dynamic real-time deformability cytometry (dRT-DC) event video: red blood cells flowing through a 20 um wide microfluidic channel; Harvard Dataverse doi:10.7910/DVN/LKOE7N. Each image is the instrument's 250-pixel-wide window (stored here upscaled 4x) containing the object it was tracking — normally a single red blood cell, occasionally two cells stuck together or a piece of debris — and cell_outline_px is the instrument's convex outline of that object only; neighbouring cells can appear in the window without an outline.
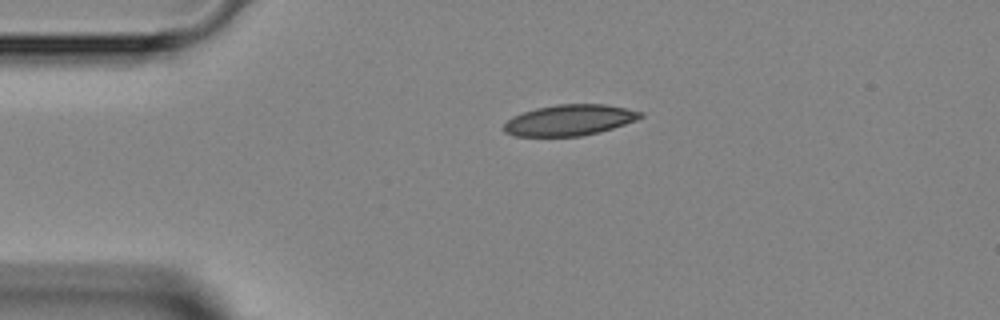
{"species": "Egyptian fruit bat (a non-hibernating species)", "species_latin": "Rousettus aegyptiacus", "temperature_condition": "room temperature", "stored_images_in_passage": 2, "camera_frame_rate_fps": 3000, "um_per_image_px": 0.085, "animal": {"sex": "female"}, "frame": {"image": 1, "passage_image": 1, "time_ms": 0.0, "image_size_px": [1000, 320], "cell_outline_px": [[644, 116], [636, 120], [600, 132], [580, 136], [512, 136], [504, 132], [504, 124], [512, 116], [536, 108], [556, 104], [604, 104], [624, 108], [640, 112]], "centroid_in_image_um": [48.37, 10.21], "position_along_channel_um": 36.6, "area_um2": 24.45}}